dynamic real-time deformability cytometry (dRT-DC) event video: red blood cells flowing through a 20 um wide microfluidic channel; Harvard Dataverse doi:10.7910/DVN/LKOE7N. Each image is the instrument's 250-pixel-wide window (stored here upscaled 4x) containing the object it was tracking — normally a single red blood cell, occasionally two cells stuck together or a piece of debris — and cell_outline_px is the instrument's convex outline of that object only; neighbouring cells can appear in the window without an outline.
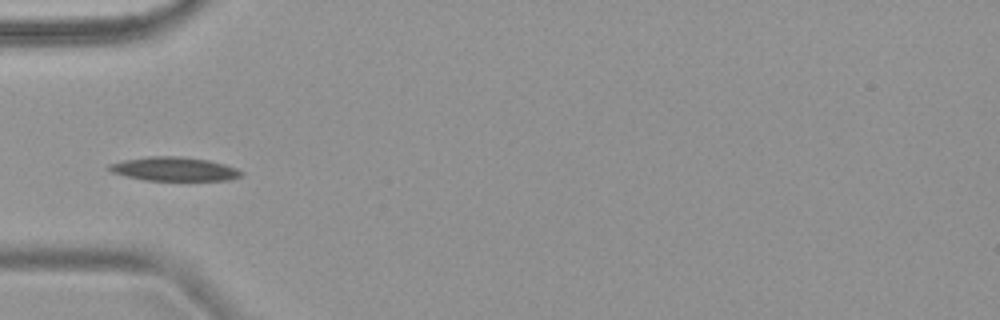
{"species": "common noctule bat (a hibernating species)", "species_latin": "Nyctalus noctula", "temperature_condition": "warm", "stored_images_in_passage": 5, "camera_frame_rate_fps": 3000, "um_per_image_px": 0.085, "animal": {"sex": "female", "body_mass_g": 18.4}, "frame": {"image": 1, "passage_image": 5, "time_ms": 4.667, "image_size_px": [1000, 320], "cell_outline_px": [[244, 172], [240, 176], [228, 180], [144, 180], [112, 172], [104, 168], [108, 164], [124, 160], [148, 156], [180, 156], [208, 160], [224, 164], [236, 168]], "centroid_in_image_um": [14.77, 14.36], "position_along_channel_um": 70.2, "area_um2": 18.32}}